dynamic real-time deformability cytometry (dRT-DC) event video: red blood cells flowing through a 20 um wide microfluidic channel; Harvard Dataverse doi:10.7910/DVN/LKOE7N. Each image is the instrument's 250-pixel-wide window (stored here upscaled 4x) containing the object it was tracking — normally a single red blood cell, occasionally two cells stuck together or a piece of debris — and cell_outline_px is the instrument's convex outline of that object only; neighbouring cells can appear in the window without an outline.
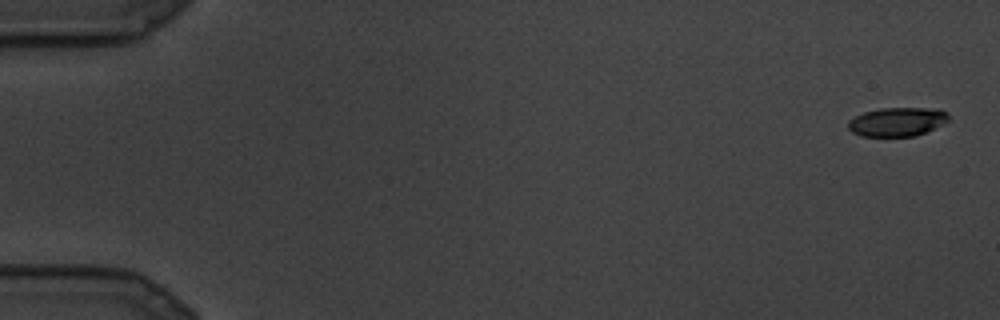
{"species": "common noctule bat (a hibernating species)", "species_latin": "Nyctalus noctula", "temperature_condition": "cold", "stored_images_in_passage": 8, "camera_frame_rate_fps": 3000, "um_per_image_px": 0.085, "animal": {"sex": "male", "body_mass_g": 19.5, "forearm_length_mm": 54.6}, "frame": {"image": 1, "passage_image": 1, "time_ms": 0.0, "image_size_px": [1000, 320], "cell_outline_px": [[948, 120], [916, 136], [860, 136], [852, 132], [848, 128], [848, 120], [864, 112], [880, 108], [940, 108], [948, 112]], "centroid_in_image_um": [76.24, 10.34], "position_along_channel_um": 8.8, "area_um2": 16.82}}
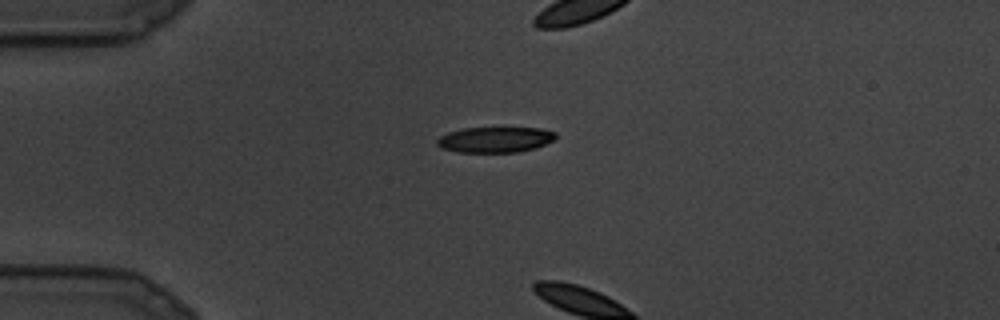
{"frame": {"image": 2, "passage_image": 7, "time_ms": 2.0, "image_size_px": [1000, 320], "cell_outline_px": [[556, 140], [536, 148], [516, 152], [456, 152], [440, 148], [436, 144], [436, 140], [440, 136], [448, 132], [464, 128], [540, 128], [556, 132]], "centroid_in_image_um": [42.09, 11.87], "position_along_channel_um": 42.9, "area_um2": 17.86}}